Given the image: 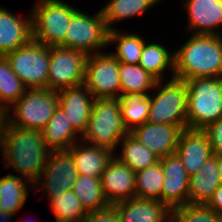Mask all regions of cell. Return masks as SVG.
<instances>
[{"label":"cell","instance_id":"cell-27","mask_svg":"<svg viewBox=\"0 0 222 222\" xmlns=\"http://www.w3.org/2000/svg\"><path fill=\"white\" fill-rule=\"evenodd\" d=\"M144 37L138 33L114 29L109 31V46L113 45L115 51L110 53L120 62L126 64H139L144 46ZM113 43V44H112Z\"/></svg>","mask_w":222,"mask_h":222},{"label":"cell","instance_id":"cell-40","mask_svg":"<svg viewBox=\"0 0 222 222\" xmlns=\"http://www.w3.org/2000/svg\"><path fill=\"white\" fill-rule=\"evenodd\" d=\"M6 123H7V117H0V149H1V142H2V137H3V131H4Z\"/></svg>","mask_w":222,"mask_h":222},{"label":"cell","instance_id":"cell-31","mask_svg":"<svg viewBox=\"0 0 222 222\" xmlns=\"http://www.w3.org/2000/svg\"><path fill=\"white\" fill-rule=\"evenodd\" d=\"M120 104L122 121L128 132L147 122L150 110V94L121 95Z\"/></svg>","mask_w":222,"mask_h":222},{"label":"cell","instance_id":"cell-34","mask_svg":"<svg viewBox=\"0 0 222 222\" xmlns=\"http://www.w3.org/2000/svg\"><path fill=\"white\" fill-rule=\"evenodd\" d=\"M26 91L27 87L11 70L7 58L0 56V102L9 109Z\"/></svg>","mask_w":222,"mask_h":222},{"label":"cell","instance_id":"cell-6","mask_svg":"<svg viewBox=\"0 0 222 222\" xmlns=\"http://www.w3.org/2000/svg\"><path fill=\"white\" fill-rule=\"evenodd\" d=\"M157 81L150 94L147 122L187 126L188 88L184 80L170 78L165 84ZM153 95V96H152Z\"/></svg>","mask_w":222,"mask_h":222},{"label":"cell","instance_id":"cell-38","mask_svg":"<svg viewBox=\"0 0 222 222\" xmlns=\"http://www.w3.org/2000/svg\"><path fill=\"white\" fill-rule=\"evenodd\" d=\"M206 205L222 216V184L214 191Z\"/></svg>","mask_w":222,"mask_h":222},{"label":"cell","instance_id":"cell-19","mask_svg":"<svg viewBox=\"0 0 222 222\" xmlns=\"http://www.w3.org/2000/svg\"><path fill=\"white\" fill-rule=\"evenodd\" d=\"M18 16L0 6V56L15 51L32 39V14Z\"/></svg>","mask_w":222,"mask_h":222},{"label":"cell","instance_id":"cell-29","mask_svg":"<svg viewBox=\"0 0 222 222\" xmlns=\"http://www.w3.org/2000/svg\"><path fill=\"white\" fill-rule=\"evenodd\" d=\"M119 77L121 95L135 93L149 95L153 92L157 82V80L139 64L120 63Z\"/></svg>","mask_w":222,"mask_h":222},{"label":"cell","instance_id":"cell-25","mask_svg":"<svg viewBox=\"0 0 222 222\" xmlns=\"http://www.w3.org/2000/svg\"><path fill=\"white\" fill-rule=\"evenodd\" d=\"M167 47L161 44L160 41L159 43L144 42L139 65L157 81H166L164 73L169 69L170 78H174V52H171Z\"/></svg>","mask_w":222,"mask_h":222},{"label":"cell","instance_id":"cell-20","mask_svg":"<svg viewBox=\"0 0 222 222\" xmlns=\"http://www.w3.org/2000/svg\"><path fill=\"white\" fill-rule=\"evenodd\" d=\"M120 222H171L172 210L157 200L133 197L114 204Z\"/></svg>","mask_w":222,"mask_h":222},{"label":"cell","instance_id":"cell-13","mask_svg":"<svg viewBox=\"0 0 222 222\" xmlns=\"http://www.w3.org/2000/svg\"><path fill=\"white\" fill-rule=\"evenodd\" d=\"M187 126L145 122L129 134L160 158L176 153L179 138Z\"/></svg>","mask_w":222,"mask_h":222},{"label":"cell","instance_id":"cell-9","mask_svg":"<svg viewBox=\"0 0 222 222\" xmlns=\"http://www.w3.org/2000/svg\"><path fill=\"white\" fill-rule=\"evenodd\" d=\"M5 57L27 89L47 88L50 46L31 39Z\"/></svg>","mask_w":222,"mask_h":222},{"label":"cell","instance_id":"cell-11","mask_svg":"<svg viewBox=\"0 0 222 222\" xmlns=\"http://www.w3.org/2000/svg\"><path fill=\"white\" fill-rule=\"evenodd\" d=\"M120 62L110 52L89 54L84 85L97 98H120Z\"/></svg>","mask_w":222,"mask_h":222},{"label":"cell","instance_id":"cell-3","mask_svg":"<svg viewBox=\"0 0 222 222\" xmlns=\"http://www.w3.org/2000/svg\"><path fill=\"white\" fill-rule=\"evenodd\" d=\"M184 81L188 88L187 128L203 130L222 118V77Z\"/></svg>","mask_w":222,"mask_h":222},{"label":"cell","instance_id":"cell-37","mask_svg":"<svg viewBox=\"0 0 222 222\" xmlns=\"http://www.w3.org/2000/svg\"><path fill=\"white\" fill-rule=\"evenodd\" d=\"M203 131L208 136L213 155L222 154V118L208 125Z\"/></svg>","mask_w":222,"mask_h":222},{"label":"cell","instance_id":"cell-14","mask_svg":"<svg viewBox=\"0 0 222 222\" xmlns=\"http://www.w3.org/2000/svg\"><path fill=\"white\" fill-rule=\"evenodd\" d=\"M164 174L161 202L171 210L188 204L189 178L181 159L177 154L160 158Z\"/></svg>","mask_w":222,"mask_h":222},{"label":"cell","instance_id":"cell-22","mask_svg":"<svg viewBox=\"0 0 222 222\" xmlns=\"http://www.w3.org/2000/svg\"><path fill=\"white\" fill-rule=\"evenodd\" d=\"M222 184L217 155L211 156L189 178L188 204H206Z\"/></svg>","mask_w":222,"mask_h":222},{"label":"cell","instance_id":"cell-39","mask_svg":"<svg viewBox=\"0 0 222 222\" xmlns=\"http://www.w3.org/2000/svg\"><path fill=\"white\" fill-rule=\"evenodd\" d=\"M12 217H15L13 213H7L0 208V222H12Z\"/></svg>","mask_w":222,"mask_h":222},{"label":"cell","instance_id":"cell-24","mask_svg":"<svg viewBox=\"0 0 222 222\" xmlns=\"http://www.w3.org/2000/svg\"><path fill=\"white\" fill-rule=\"evenodd\" d=\"M33 187V184L22 176L10 173L0 177V208L16 215L27 201L28 189L34 194Z\"/></svg>","mask_w":222,"mask_h":222},{"label":"cell","instance_id":"cell-32","mask_svg":"<svg viewBox=\"0 0 222 222\" xmlns=\"http://www.w3.org/2000/svg\"><path fill=\"white\" fill-rule=\"evenodd\" d=\"M164 174L160 161L136 172L135 197L161 201Z\"/></svg>","mask_w":222,"mask_h":222},{"label":"cell","instance_id":"cell-4","mask_svg":"<svg viewBox=\"0 0 222 222\" xmlns=\"http://www.w3.org/2000/svg\"><path fill=\"white\" fill-rule=\"evenodd\" d=\"M128 133L122 121L120 98H97L81 141L109 148L115 153Z\"/></svg>","mask_w":222,"mask_h":222},{"label":"cell","instance_id":"cell-8","mask_svg":"<svg viewBox=\"0 0 222 222\" xmlns=\"http://www.w3.org/2000/svg\"><path fill=\"white\" fill-rule=\"evenodd\" d=\"M108 40L109 29L102 10L91 16L78 9L68 25L64 48L77 49L89 55L105 51V47L109 46Z\"/></svg>","mask_w":222,"mask_h":222},{"label":"cell","instance_id":"cell-35","mask_svg":"<svg viewBox=\"0 0 222 222\" xmlns=\"http://www.w3.org/2000/svg\"><path fill=\"white\" fill-rule=\"evenodd\" d=\"M173 222H222V216L206 204H185L172 210Z\"/></svg>","mask_w":222,"mask_h":222},{"label":"cell","instance_id":"cell-16","mask_svg":"<svg viewBox=\"0 0 222 222\" xmlns=\"http://www.w3.org/2000/svg\"><path fill=\"white\" fill-rule=\"evenodd\" d=\"M58 105L73 129L82 136L89 123L95 98L84 84L57 91Z\"/></svg>","mask_w":222,"mask_h":222},{"label":"cell","instance_id":"cell-17","mask_svg":"<svg viewBox=\"0 0 222 222\" xmlns=\"http://www.w3.org/2000/svg\"><path fill=\"white\" fill-rule=\"evenodd\" d=\"M136 172L113 157L101 175L103 193L109 204L135 197Z\"/></svg>","mask_w":222,"mask_h":222},{"label":"cell","instance_id":"cell-2","mask_svg":"<svg viewBox=\"0 0 222 222\" xmlns=\"http://www.w3.org/2000/svg\"><path fill=\"white\" fill-rule=\"evenodd\" d=\"M190 35L174 51V78L222 77V35Z\"/></svg>","mask_w":222,"mask_h":222},{"label":"cell","instance_id":"cell-28","mask_svg":"<svg viewBox=\"0 0 222 222\" xmlns=\"http://www.w3.org/2000/svg\"><path fill=\"white\" fill-rule=\"evenodd\" d=\"M121 144V145H120ZM119 151L114 154L122 164L129 166L135 172L144 170L147 167L158 163L160 157L149 150L142 143H139L129 133L119 142Z\"/></svg>","mask_w":222,"mask_h":222},{"label":"cell","instance_id":"cell-42","mask_svg":"<svg viewBox=\"0 0 222 222\" xmlns=\"http://www.w3.org/2000/svg\"><path fill=\"white\" fill-rule=\"evenodd\" d=\"M7 111L5 106L0 102V117H7Z\"/></svg>","mask_w":222,"mask_h":222},{"label":"cell","instance_id":"cell-33","mask_svg":"<svg viewBox=\"0 0 222 222\" xmlns=\"http://www.w3.org/2000/svg\"><path fill=\"white\" fill-rule=\"evenodd\" d=\"M48 204L56 222H81L88 213L72 190L52 198Z\"/></svg>","mask_w":222,"mask_h":222},{"label":"cell","instance_id":"cell-30","mask_svg":"<svg viewBox=\"0 0 222 222\" xmlns=\"http://www.w3.org/2000/svg\"><path fill=\"white\" fill-rule=\"evenodd\" d=\"M71 190L87 212L104 209L110 205L104 196L101 178L78 174Z\"/></svg>","mask_w":222,"mask_h":222},{"label":"cell","instance_id":"cell-15","mask_svg":"<svg viewBox=\"0 0 222 222\" xmlns=\"http://www.w3.org/2000/svg\"><path fill=\"white\" fill-rule=\"evenodd\" d=\"M187 13V33L222 35V3L220 0H182ZM221 29V30H220Z\"/></svg>","mask_w":222,"mask_h":222},{"label":"cell","instance_id":"cell-5","mask_svg":"<svg viewBox=\"0 0 222 222\" xmlns=\"http://www.w3.org/2000/svg\"><path fill=\"white\" fill-rule=\"evenodd\" d=\"M31 8L32 39L43 45L64 47L68 25L78 9L64 0H36Z\"/></svg>","mask_w":222,"mask_h":222},{"label":"cell","instance_id":"cell-1","mask_svg":"<svg viewBox=\"0 0 222 222\" xmlns=\"http://www.w3.org/2000/svg\"><path fill=\"white\" fill-rule=\"evenodd\" d=\"M51 149L45 143L41 131L5 124L0 155L6 169L34 184L40 177Z\"/></svg>","mask_w":222,"mask_h":222},{"label":"cell","instance_id":"cell-12","mask_svg":"<svg viewBox=\"0 0 222 222\" xmlns=\"http://www.w3.org/2000/svg\"><path fill=\"white\" fill-rule=\"evenodd\" d=\"M77 175V169L68 150L51 151L39 179L33 184V193L37 194L41 189V193H44L50 201L71 190Z\"/></svg>","mask_w":222,"mask_h":222},{"label":"cell","instance_id":"cell-21","mask_svg":"<svg viewBox=\"0 0 222 222\" xmlns=\"http://www.w3.org/2000/svg\"><path fill=\"white\" fill-rule=\"evenodd\" d=\"M68 151L71 153L78 174L101 178L114 152L103 146H95L83 141L74 143Z\"/></svg>","mask_w":222,"mask_h":222},{"label":"cell","instance_id":"cell-41","mask_svg":"<svg viewBox=\"0 0 222 222\" xmlns=\"http://www.w3.org/2000/svg\"><path fill=\"white\" fill-rule=\"evenodd\" d=\"M217 164L220 171L221 179H222V154H217Z\"/></svg>","mask_w":222,"mask_h":222},{"label":"cell","instance_id":"cell-18","mask_svg":"<svg viewBox=\"0 0 222 222\" xmlns=\"http://www.w3.org/2000/svg\"><path fill=\"white\" fill-rule=\"evenodd\" d=\"M176 154L189 176L196 174L203 163L213 156L207 134L203 130L189 128L181 133Z\"/></svg>","mask_w":222,"mask_h":222},{"label":"cell","instance_id":"cell-23","mask_svg":"<svg viewBox=\"0 0 222 222\" xmlns=\"http://www.w3.org/2000/svg\"><path fill=\"white\" fill-rule=\"evenodd\" d=\"M41 134L52 151L68 150L81 139V136L73 129L59 105L46 126L41 130Z\"/></svg>","mask_w":222,"mask_h":222},{"label":"cell","instance_id":"cell-36","mask_svg":"<svg viewBox=\"0 0 222 222\" xmlns=\"http://www.w3.org/2000/svg\"><path fill=\"white\" fill-rule=\"evenodd\" d=\"M81 222H120L117 207L110 204L104 209L88 212Z\"/></svg>","mask_w":222,"mask_h":222},{"label":"cell","instance_id":"cell-26","mask_svg":"<svg viewBox=\"0 0 222 222\" xmlns=\"http://www.w3.org/2000/svg\"><path fill=\"white\" fill-rule=\"evenodd\" d=\"M163 0H108L101 8L109 31L117 29L115 23L140 17ZM114 24V26H112Z\"/></svg>","mask_w":222,"mask_h":222},{"label":"cell","instance_id":"cell-10","mask_svg":"<svg viewBox=\"0 0 222 222\" xmlns=\"http://www.w3.org/2000/svg\"><path fill=\"white\" fill-rule=\"evenodd\" d=\"M87 58L77 49L50 46L47 88L59 91L84 84Z\"/></svg>","mask_w":222,"mask_h":222},{"label":"cell","instance_id":"cell-7","mask_svg":"<svg viewBox=\"0 0 222 222\" xmlns=\"http://www.w3.org/2000/svg\"><path fill=\"white\" fill-rule=\"evenodd\" d=\"M57 106V91L48 88L27 89L24 95L7 109V123L41 131Z\"/></svg>","mask_w":222,"mask_h":222}]
</instances>
